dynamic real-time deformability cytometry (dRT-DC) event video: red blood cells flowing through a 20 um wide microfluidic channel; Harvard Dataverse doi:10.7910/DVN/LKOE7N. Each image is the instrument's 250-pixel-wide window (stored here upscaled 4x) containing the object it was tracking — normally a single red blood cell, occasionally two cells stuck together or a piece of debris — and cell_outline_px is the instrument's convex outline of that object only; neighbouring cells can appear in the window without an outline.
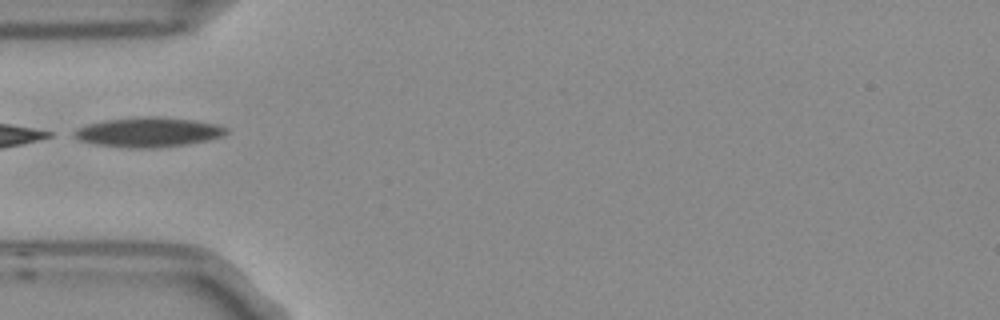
{"species": "Egyptian fruit bat (a non-hibernating species)", "species_latin": "Rousettus aegyptiacus", "temperature_condition": "room temperature", "stored_images_in_passage": 5, "camera_frame_rate_fps": 3000, "um_per_image_px": 0.085, "frame": {"image": 1, "passage_image": 5, "time_ms": 1.333, "image_size_px": [1000, 320], "cell_outline_px": [[228, 132], [224, 136], [208, 140], [188, 144], [152, 148], [144, 148], [96, 144], [80, 140], [72, 136], [68, 132], [76, 128], [88, 124], [104, 120], [136, 116], [160, 116], [196, 120], [216, 124], [228, 128]], "centroid_in_image_um": [12.6, 11.21], "position_along_channel_um": 72.4, "area_um2": 26.59}}